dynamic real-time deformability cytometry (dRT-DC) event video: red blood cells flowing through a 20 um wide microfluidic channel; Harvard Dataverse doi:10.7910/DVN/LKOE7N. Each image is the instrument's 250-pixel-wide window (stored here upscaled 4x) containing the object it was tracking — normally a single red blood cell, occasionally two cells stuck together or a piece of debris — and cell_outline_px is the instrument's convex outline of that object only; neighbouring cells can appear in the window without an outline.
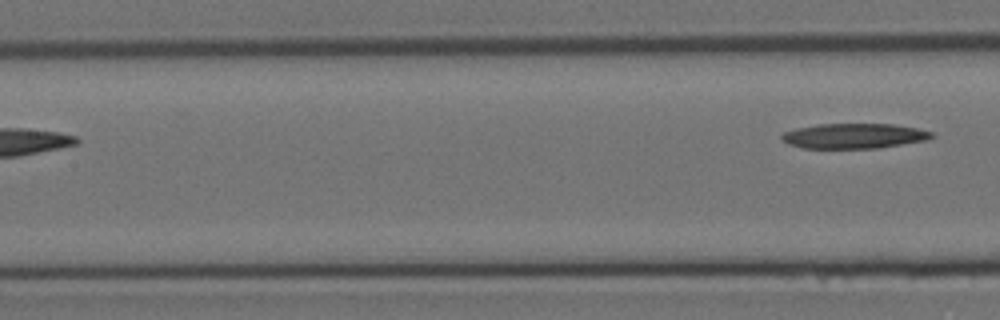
{"species": "Egyptian fruit bat (a non-hibernating species)", "species_latin": "Rousettus aegyptiacus", "temperature_condition": "room temperature", "stored_images_in_passage": 9, "segment_of_instrument_passage": [2, 2], "camera_frame_rate_fps": 3000, "um_per_image_px": 0.085, "animal": {"sex": "female"}, "frame": {"image": 1, "passage_image": 9, "time_ms": 2.667, "image_size_px": [1000, 320], "cell_outline_px": [[936, 136], [928, 140], [876, 148], [800, 148], [788, 144], [780, 140], [780, 136], [784, 132], [796, 128], [816, 124], [892, 124], [916, 128], [932, 132]], "centroid_in_image_um": [72.56, 11.55], "position_along_channel_um": 134.8, "area_um2": 22.02}}